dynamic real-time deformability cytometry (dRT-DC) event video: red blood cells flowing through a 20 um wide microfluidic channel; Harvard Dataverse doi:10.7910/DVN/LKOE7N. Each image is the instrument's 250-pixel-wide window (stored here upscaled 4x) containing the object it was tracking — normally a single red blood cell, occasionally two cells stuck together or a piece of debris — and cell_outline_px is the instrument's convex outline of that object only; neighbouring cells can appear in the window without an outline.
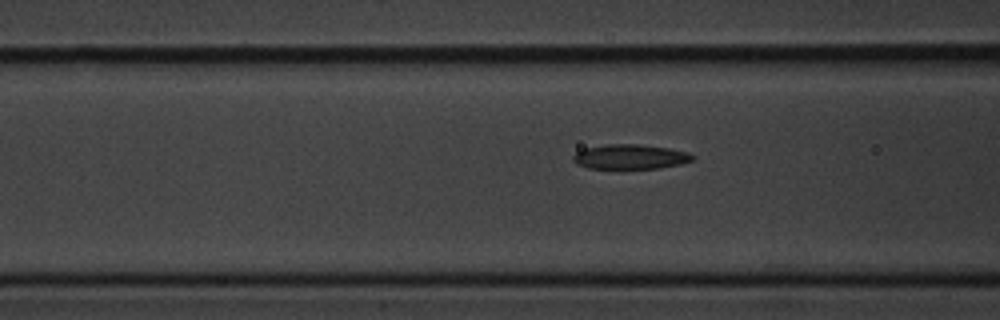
{"species": "common noctule bat (a hibernating species)", "species_latin": "Nyctalus noctula", "temperature_condition": "cold", "stored_images_in_passage": 19, "camera_frame_rate_fps": 3000, "um_per_image_px": 0.085, "animal": {"sex": "male", "body_mass_g": 20.1, "forearm_length_mm": 53.5}, "frame": {"image": 1, "passage_image": 16, "time_ms": 5.0, "image_size_px": [1000, 320], "cell_outline_px": [[696, 156], [692, 160], [680, 164], [660, 168], [588, 168], [576, 164], [572, 160], [572, 156], [576, 152], [584, 148], [604, 144], [640, 144], [672, 148], [688, 152]], "centroid_in_image_um": [53.57, 13.31], "position_along_channel_um": 113.0, "area_um2": 17.4}}